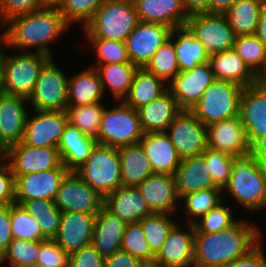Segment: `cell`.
I'll return each mask as SVG.
<instances>
[{"mask_svg": "<svg viewBox=\"0 0 266 267\" xmlns=\"http://www.w3.org/2000/svg\"><path fill=\"white\" fill-rule=\"evenodd\" d=\"M233 49L257 76L266 62V47L255 34L235 37Z\"/></svg>", "mask_w": 266, "mask_h": 267, "instance_id": "cell-42", "label": "cell"}, {"mask_svg": "<svg viewBox=\"0 0 266 267\" xmlns=\"http://www.w3.org/2000/svg\"><path fill=\"white\" fill-rule=\"evenodd\" d=\"M70 171L62 164L56 169L14 176L15 203L45 199L54 201L61 183Z\"/></svg>", "mask_w": 266, "mask_h": 267, "instance_id": "cell-14", "label": "cell"}, {"mask_svg": "<svg viewBox=\"0 0 266 267\" xmlns=\"http://www.w3.org/2000/svg\"><path fill=\"white\" fill-rule=\"evenodd\" d=\"M202 155L209 166L214 184L223 190L231 176L234 156L209 147H206Z\"/></svg>", "mask_w": 266, "mask_h": 267, "instance_id": "cell-49", "label": "cell"}, {"mask_svg": "<svg viewBox=\"0 0 266 267\" xmlns=\"http://www.w3.org/2000/svg\"><path fill=\"white\" fill-rule=\"evenodd\" d=\"M141 267H164V266L156 261H146L141 264Z\"/></svg>", "mask_w": 266, "mask_h": 267, "instance_id": "cell-66", "label": "cell"}, {"mask_svg": "<svg viewBox=\"0 0 266 267\" xmlns=\"http://www.w3.org/2000/svg\"><path fill=\"white\" fill-rule=\"evenodd\" d=\"M0 172L8 165V155H0ZM4 158V159H3Z\"/></svg>", "mask_w": 266, "mask_h": 267, "instance_id": "cell-67", "label": "cell"}, {"mask_svg": "<svg viewBox=\"0 0 266 267\" xmlns=\"http://www.w3.org/2000/svg\"><path fill=\"white\" fill-rule=\"evenodd\" d=\"M215 80V74L208 61L198 64L190 71L179 72L168 83V90L181 110H191L201 100L204 90Z\"/></svg>", "mask_w": 266, "mask_h": 267, "instance_id": "cell-13", "label": "cell"}, {"mask_svg": "<svg viewBox=\"0 0 266 267\" xmlns=\"http://www.w3.org/2000/svg\"><path fill=\"white\" fill-rule=\"evenodd\" d=\"M188 232L174 224L154 261L164 267L193 266L194 259V224L188 223Z\"/></svg>", "mask_w": 266, "mask_h": 267, "instance_id": "cell-21", "label": "cell"}, {"mask_svg": "<svg viewBox=\"0 0 266 267\" xmlns=\"http://www.w3.org/2000/svg\"><path fill=\"white\" fill-rule=\"evenodd\" d=\"M260 237L259 229L244 220L215 233L194 232L193 267H224L249 253Z\"/></svg>", "mask_w": 266, "mask_h": 267, "instance_id": "cell-1", "label": "cell"}, {"mask_svg": "<svg viewBox=\"0 0 266 267\" xmlns=\"http://www.w3.org/2000/svg\"><path fill=\"white\" fill-rule=\"evenodd\" d=\"M25 51L22 54L6 55L3 80L5 94L28 98L41 69L52 58L41 52Z\"/></svg>", "mask_w": 266, "mask_h": 267, "instance_id": "cell-8", "label": "cell"}, {"mask_svg": "<svg viewBox=\"0 0 266 267\" xmlns=\"http://www.w3.org/2000/svg\"><path fill=\"white\" fill-rule=\"evenodd\" d=\"M139 21L158 23L172 29L185 26L186 15L181 0H133Z\"/></svg>", "mask_w": 266, "mask_h": 267, "instance_id": "cell-27", "label": "cell"}, {"mask_svg": "<svg viewBox=\"0 0 266 267\" xmlns=\"http://www.w3.org/2000/svg\"><path fill=\"white\" fill-rule=\"evenodd\" d=\"M223 190L221 188L203 189L184 195L180 200H184L189 218L187 222L194 224L202 216L206 215L211 209L221 203ZM193 218V219H192Z\"/></svg>", "mask_w": 266, "mask_h": 267, "instance_id": "cell-41", "label": "cell"}, {"mask_svg": "<svg viewBox=\"0 0 266 267\" xmlns=\"http://www.w3.org/2000/svg\"><path fill=\"white\" fill-rule=\"evenodd\" d=\"M244 87L237 83L215 80L203 92L201 100L191 109L206 126L239 116Z\"/></svg>", "mask_w": 266, "mask_h": 267, "instance_id": "cell-6", "label": "cell"}, {"mask_svg": "<svg viewBox=\"0 0 266 267\" xmlns=\"http://www.w3.org/2000/svg\"><path fill=\"white\" fill-rule=\"evenodd\" d=\"M8 150L9 146L5 143L0 135V155H8Z\"/></svg>", "mask_w": 266, "mask_h": 267, "instance_id": "cell-65", "label": "cell"}, {"mask_svg": "<svg viewBox=\"0 0 266 267\" xmlns=\"http://www.w3.org/2000/svg\"><path fill=\"white\" fill-rule=\"evenodd\" d=\"M27 101L22 96L0 94V135L8 146L22 141L29 114L25 109Z\"/></svg>", "mask_w": 266, "mask_h": 267, "instance_id": "cell-25", "label": "cell"}, {"mask_svg": "<svg viewBox=\"0 0 266 267\" xmlns=\"http://www.w3.org/2000/svg\"><path fill=\"white\" fill-rule=\"evenodd\" d=\"M233 218L232 211L229 207L223 206L221 202L206 215L196 220L194 223L195 232L215 233L229 229L239 221Z\"/></svg>", "mask_w": 266, "mask_h": 267, "instance_id": "cell-50", "label": "cell"}, {"mask_svg": "<svg viewBox=\"0 0 266 267\" xmlns=\"http://www.w3.org/2000/svg\"><path fill=\"white\" fill-rule=\"evenodd\" d=\"M256 83L266 87V62L264 67L256 76Z\"/></svg>", "mask_w": 266, "mask_h": 267, "instance_id": "cell-64", "label": "cell"}, {"mask_svg": "<svg viewBox=\"0 0 266 267\" xmlns=\"http://www.w3.org/2000/svg\"><path fill=\"white\" fill-rule=\"evenodd\" d=\"M139 223L141 224L151 252L156 256L175 222L169 218V214L167 213L154 212L142 218Z\"/></svg>", "mask_w": 266, "mask_h": 267, "instance_id": "cell-44", "label": "cell"}, {"mask_svg": "<svg viewBox=\"0 0 266 267\" xmlns=\"http://www.w3.org/2000/svg\"><path fill=\"white\" fill-rule=\"evenodd\" d=\"M230 192L247 210L266 207V168L249 152L233 157V167L223 192Z\"/></svg>", "mask_w": 266, "mask_h": 267, "instance_id": "cell-3", "label": "cell"}, {"mask_svg": "<svg viewBox=\"0 0 266 267\" xmlns=\"http://www.w3.org/2000/svg\"><path fill=\"white\" fill-rule=\"evenodd\" d=\"M142 263V260L132 256L129 252L119 250L105 258L104 267H141Z\"/></svg>", "mask_w": 266, "mask_h": 267, "instance_id": "cell-57", "label": "cell"}, {"mask_svg": "<svg viewBox=\"0 0 266 267\" xmlns=\"http://www.w3.org/2000/svg\"><path fill=\"white\" fill-rule=\"evenodd\" d=\"M138 22L133 0H105L83 29L87 38L125 42Z\"/></svg>", "mask_w": 266, "mask_h": 267, "instance_id": "cell-4", "label": "cell"}, {"mask_svg": "<svg viewBox=\"0 0 266 267\" xmlns=\"http://www.w3.org/2000/svg\"><path fill=\"white\" fill-rule=\"evenodd\" d=\"M104 258L89 244L69 254L68 267H104Z\"/></svg>", "mask_w": 266, "mask_h": 267, "instance_id": "cell-53", "label": "cell"}, {"mask_svg": "<svg viewBox=\"0 0 266 267\" xmlns=\"http://www.w3.org/2000/svg\"><path fill=\"white\" fill-rule=\"evenodd\" d=\"M67 99L68 77L51 58L41 69L28 103L37 111H66Z\"/></svg>", "mask_w": 266, "mask_h": 267, "instance_id": "cell-9", "label": "cell"}, {"mask_svg": "<svg viewBox=\"0 0 266 267\" xmlns=\"http://www.w3.org/2000/svg\"><path fill=\"white\" fill-rule=\"evenodd\" d=\"M38 253L39 241L13 238L0 256V264L3 261H8L10 267H35L37 266Z\"/></svg>", "mask_w": 266, "mask_h": 267, "instance_id": "cell-43", "label": "cell"}, {"mask_svg": "<svg viewBox=\"0 0 266 267\" xmlns=\"http://www.w3.org/2000/svg\"><path fill=\"white\" fill-rule=\"evenodd\" d=\"M175 178L179 199L199 190L218 188L214 184L209 166L202 154L182 159L176 170Z\"/></svg>", "mask_w": 266, "mask_h": 267, "instance_id": "cell-28", "label": "cell"}, {"mask_svg": "<svg viewBox=\"0 0 266 267\" xmlns=\"http://www.w3.org/2000/svg\"><path fill=\"white\" fill-rule=\"evenodd\" d=\"M239 117L251 146L266 137V87L257 83L245 87L240 99Z\"/></svg>", "mask_w": 266, "mask_h": 267, "instance_id": "cell-18", "label": "cell"}, {"mask_svg": "<svg viewBox=\"0 0 266 267\" xmlns=\"http://www.w3.org/2000/svg\"><path fill=\"white\" fill-rule=\"evenodd\" d=\"M127 223L108 211L104 206L96 214L92 245L105 259L121 250Z\"/></svg>", "mask_w": 266, "mask_h": 267, "instance_id": "cell-26", "label": "cell"}, {"mask_svg": "<svg viewBox=\"0 0 266 267\" xmlns=\"http://www.w3.org/2000/svg\"><path fill=\"white\" fill-rule=\"evenodd\" d=\"M144 132L140 125L138 111L118 101V105L103 112L97 143L120 148L137 144Z\"/></svg>", "mask_w": 266, "mask_h": 267, "instance_id": "cell-7", "label": "cell"}, {"mask_svg": "<svg viewBox=\"0 0 266 267\" xmlns=\"http://www.w3.org/2000/svg\"><path fill=\"white\" fill-rule=\"evenodd\" d=\"M21 205L38 221L42 234L47 239H54L58 233L62 213L55 202L45 199H31L24 201Z\"/></svg>", "mask_w": 266, "mask_h": 267, "instance_id": "cell-38", "label": "cell"}, {"mask_svg": "<svg viewBox=\"0 0 266 267\" xmlns=\"http://www.w3.org/2000/svg\"><path fill=\"white\" fill-rule=\"evenodd\" d=\"M96 143L95 138L83 134L76 127L68 123L57 147L63 165L69 171H75L87 161L90 150Z\"/></svg>", "mask_w": 266, "mask_h": 267, "instance_id": "cell-31", "label": "cell"}, {"mask_svg": "<svg viewBox=\"0 0 266 267\" xmlns=\"http://www.w3.org/2000/svg\"><path fill=\"white\" fill-rule=\"evenodd\" d=\"M56 147H32L19 142L9 146L8 166L14 176L56 169L62 165Z\"/></svg>", "mask_w": 266, "mask_h": 267, "instance_id": "cell-16", "label": "cell"}, {"mask_svg": "<svg viewBox=\"0 0 266 267\" xmlns=\"http://www.w3.org/2000/svg\"><path fill=\"white\" fill-rule=\"evenodd\" d=\"M265 4L266 0H236L223 14L236 37L255 34Z\"/></svg>", "mask_w": 266, "mask_h": 267, "instance_id": "cell-36", "label": "cell"}, {"mask_svg": "<svg viewBox=\"0 0 266 267\" xmlns=\"http://www.w3.org/2000/svg\"><path fill=\"white\" fill-rule=\"evenodd\" d=\"M177 33V34H174ZM176 36V39L174 38ZM170 37L174 38V48L177 54V63L181 71H190L198 64L209 60V54L204 45L193 35L188 27L173 28Z\"/></svg>", "mask_w": 266, "mask_h": 267, "instance_id": "cell-34", "label": "cell"}, {"mask_svg": "<svg viewBox=\"0 0 266 267\" xmlns=\"http://www.w3.org/2000/svg\"><path fill=\"white\" fill-rule=\"evenodd\" d=\"M3 44L7 45L6 40L0 36V94L3 93V80H4V65L6 60V54L3 50Z\"/></svg>", "mask_w": 266, "mask_h": 267, "instance_id": "cell-62", "label": "cell"}, {"mask_svg": "<svg viewBox=\"0 0 266 267\" xmlns=\"http://www.w3.org/2000/svg\"><path fill=\"white\" fill-rule=\"evenodd\" d=\"M43 9L41 0H0V22L5 25L12 18Z\"/></svg>", "mask_w": 266, "mask_h": 267, "instance_id": "cell-52", "label": "cell"}, {"mask_svg": "<svg viewBox=\"0 0 266 267\" xmlns=\"http://www.w3.org/2000/svg\"><path fill=\"white\" fill-rule=\"evenodd\" d=\"M95 69L99 74L104 93L109 87L113 97L118 101H123L129 92L138 67L132 63H110L98 65Z\"/></svg>", "mask_w": 266, "mask_h": 267, "instance_id": "cell-37", "label": "cell"}, {"mask_svg": "<svg viewBox=\"0 0 266 267\" xmlns=\"http://www.w3.org/2000/svg\"><path fill=\"white\" fill-rule=\"evenodd\" d=\"M171 31L169 26L139 21L125 40L131 63L144 68L155 51L170 38Z\"/></svg>", "mask_w": 266, "mask_h": 267, "instance_id": "cell-17", "label": "cell"}, {"mask_svg": "<svg viewBox=\"0 0 266 267\" xmlns=\"http://www.w3.org/2000/svg\"><path fill=\"white\" fill-rule=\"evenodd\" d=\"M65 0H41L43 9H60Z\"/></svg>", "mask_w": 266, "mask_h": 267, "instance_id": "cell-63", "label": "cell"}, {"mask_svg": "<svg viewBox=\"0 0 266 267\" xmlns=\"http://www.w3.org/2000/svg\"><path fill=\"white\" fill-rule=\"evenodd\" d=\"M96 51L97 64L105 65L110 63H131L125 42L107 40L103 38H87Z\"/></svg>", "mask_w": 266, "mask_h": 267, "instance_id": "cell-46", "label": "cell"}, {"mask_svg": "<svg viewBox=\"0 0 266 267\" xmlns=\"http://www.w3.org/2000/svg\"><path fill=\"white\" fill-rule=\"evenodd\" d=\"M168 90V84L145 68H138L123 102L135 110L149 104Z\"/></svg>", "mask_w": 266, "mask_h": 267, "instance_id": "cell-33", "label": "cell"}, {"mask_svg": "<svg viewBox=\"0 0 266 267\" xmlns=\"http://www.w3.org/2000/svg\"><path fill=\"white\" fill-rule=\"evenodd\" d=\"M10 219L13 238L31 241H44L38 221L25 208L17 203L10 205Z\"/></svg>", "mask_w": 266, "mask_h": 267, "instance_id": "cell-45", "label": "cell"}, {"mask_svg": "<svg viewBox=\"0 0 266 267\" xmlns=\"http://www.w3.org/2000/svg\"><path fill=\"white\" fill-rule=\"evenodd\" d=\"M264 253L262 245L259 243L249 253L239 257L224 267H266V256Z\"/></svg>", "mask_w": 266, "mask_h": 267, "instance_id": "cell-55", "label": "cell"}, {"mask_svg": "<svg viewBox=\"0 0 266 267\" xmlns=\"http://www.w3.org/2000/svg\"><path fill=\"white\" fill-rule=\"evenodd\" d=\"M255 35L266 47V4L261 10Z\"/></svg>", "mask_w": 266, "mask_h": 267, "instance_id": "cell-61", "label": "cell"}, {"mask_svg": "<svg viewBox=\"0 0 266 267\" xmlns=\"http://www.w3.org/2000/svg\"><path fill=\"white\" fill-rule=\"evenodd\" d=\"M96 215L81 212H62L54 241L69 255L92 244Z\"/></svg>", "mask_w": 266, "mask_h": 267, "instance_id": "cell-20", "label": "cell"}, {"mask_svg": "<svg viewBox=\"0 0 266 267\" xmlns=\"http://www.w3.org/2000/svg\"><path fill=\"white\" fill-rule=\"evenodd\" d=\"M250 153L258 163L266 168V137L257 139L250 146Z\"/></svg>", "mask_w": 266, "mask_h": 267, "instance_id": "cell-59", "label": "cell"}, {"mask_svg": "<svg viewBox=\"0 0 266 267\" xmlns=\"http://www.w3.org/2000/svg\"><path fill=\"white\" fill-rule=\"evenodd\" d=\"M207 147L241 156L250 152V145L239 116L211 123L206 126Z\"/></svg>", "mask_w": 266, "mask_h": 267, "instance_id": "cell-19", "label": "cell"}, {"mask_svg": "<svg viewBox=\"0 0 266 267\" xmlns=\"http://www.w3.org/2000/svg\"><path fill=\"white\" fill-rule=\"evenodd\" d=\"M12 240L10 205H0V256Z\"/></svg>", "mask_w": 266, "mask_h": 267, "instance_id": "cell-56", "label": "cell"}, {"mask_svg": "<svg viewBox=\"0 0 266 267\" xmlns=\"http://www.w3.org/2000/svg\"><path fill=\"white\" fill-rule=\"evenodd\" d=\"M140 193L155 213L170 214L178 202L176 178L173 174L153 173L137 185Z\"/></svg>", "mask_w": 266, "mask_h": 267, "instance_id": "cell-23", "label": "cell"}, {"mask_svg": "<svg viewBox=\"0 0 266 267\" xmlns=\"http://www.w3.org/2000/svg\"><path fill=\"white\" fill-rule=\"evenodd\" d=\"M15 203L14 175L7 165L0 172V205H11Z\"/></svg>", "mask_w": 266, "mask_h": 267, "instance_id": "cell-54", "label": "cell"}, {"mask_svg": "<svg viewBox=\"0 0 266 267\" xmlns=\"http://www.w3.org/2000/svg\"><path fill=\"white\" fill-rule=\"evenodd\" d=\"M118 152L122 186H137L154 173L140 143L120 147Z\"/></svg>", "mask_w": 266, "mask_h": 267, "instance_id": "cell-35", "label": "cell"}, {"mask_svg": "<svg viewBox=\"0 0 266 267\" xmlns=\"http://www.w3.org/2000/svg\"><path fill=\"white\" fill-rule=\"evenodd\" d=\"M141 128L145 133L165 132L181 111L172 93L167 90L149 104L137 109Z\"/></svg>", "mask_w": 266, "mask_h": 267, "instance_id": "cell-29", "label": "cell"}, {"mask_svg": "<svg viewBox=\"0 0 266 267\" xmlns=\"http://www.w3.org/2000/svg\"><path fill=\"white\" fill-rule=\"evenodd\" d=\"M103 206L126 223L139 222L154 213L137 186H120L104 197Z\"/></svg>", "mask_w": 266, "mask_h": 267, "instance_id": "cell-22", "label": "cell"}, {"mask_svg": "<svg viewBox=\"0 0 266 267\" xmlns=\"http://www.w3.org/2000/svg\"><path fill=\"white\" fill-rule=\"evenodd\" d=\"M176 57L174 42L170 37L155 51L144 68L169 83L180 72Z\"/></svg>", "mask_w": 266, "mask_h": 267, "instance_id": "cell-40", "label": "cell"}, {"mask_svg": "<svg viewBox=\"0 0 266 267\" xmlns=\"http://www.w3.org/2000/svg\"><path fill=\"white\" fill-rule=\"evenodd\" d=\"M181 3L188 17L208 13L209 0H181Z\"/></svg>", "mask_w": 266, "mask_h": 267, "instance_id": "cell-58", "label": "cell"}, {"mask_svg": "<svg viewBox=\"0 0 266 267\" xmlns=\"http://www.w3.org/2000/svg\"><path fill=\"white\" fill-rule=\"evenodd\" d=\"M165 132L181 159L201 155L207 147L206 125L191 110H181Z\"/></svg>", "mask_w": 266, "mask_h": 267, "instance_id": "cell-10", "label": "cell"}, {"mask_svg": "<svg viewBox=\"0 0 266 267\" xmlns=\"http://www.w3.org/2000/svg\"><path fill=\"white\" fill-rule=\"evenodd\" d=\"M118 148L96 143L76 172L89 186L105 197L122 186Z\"/></svg>", "mask_w": 266, "mask_h": 267, "instance_id": "cell-5", "label": "cell"}, {"mask_svg": "<svg viewBox=\"0 0 266 267\" xmlns=\"http://www.w3.org/2000/svg\"><path fill=\"white\" fill-rule=\"evenodd\" d=\"M54 202L61 212L96 215L103 207L104 197L76 172L70 171L63 179Z\"/></svg>", "mask_w": 266, "mask_h": 267, "instance_id": "cell-12", "label": "cell"}, {"mask_svg": "<svg viewBox=\"0 0 266 267\" xmlns=\"http://www.w3.org/2000/svg\"><path fill=\"white\" fill-rule=\"evenodd\" d=\"M208 61L216 80L230 81L244 88L256 83V75L233 48L211 54Z\"/></svg>", "mask_w": 266, "mask_h": 267, "instance_id": "cell-30", "label": "cell"}, {"mask_svg": "<svg viewBox=\"0 0 266 267\" xmlns=\"http://www.w3.org/2000/svg\"><path fill=\"white\" fill-rule=\"evenodd\" d=\"M26 118L22 143L27 146L58 147L63 131L68 124L66 111H37Z\"/></svg>", "mask_w": 266, "mask_h": 267, "instance_id": "cell-15", "label": "cell"}, {"mask_svg": "<svg viewBox=\"0 0 266 267\" xmlns=\"http://www.w3.org/2000/svg\"><path fill=\"white\" fill-rule=\"evenodd\" d=\"M100 102L95 104L67 107L68 123L83 134L97 139L100 132L101 120L105 110Z\"/></svg>", "mask_w": 266, "mask_h": 267, "instance_id": "cell-39", "label": "cell"}, {"mask_svg": "<svg viewBox=\"0 0 266 267\" xmlns=\"http://www.w3.org/2000/svg\"><path fill=\"white\" fill-rule=\"evenodd\" d=\"M37 265L45 267H68L69 255L53 240L39 241Z\"/></svg>", "mask_w": 266, "mask_h": 267, "instance_id": "cell-51", "label": "cell"}, {"mask_svg": "<svg viewBox=\"0 0 266 267\" xmlns=\"http://www.w3.org/2000/svg\"><path fill=\"white\" fill-rule=\"evenodd\" d=\"M139 143L154 173L175 175L182 159L166 132L145 133Z\"/></svg>", "mask_w": 266, "mask_h": 267, "instance_id": "cell-24", "label": "cell"}, {"mask_svg": "<svg viewBox=\"0 0 266 267\" xmlns=\"http://www.w3.org/2000/svg\"><path fill=\"white\" fill-rule=\"evenodd\" d=\"M121 250L129 252L143 262L154 261L155 259L139 222L127 223Z\"/></svg>", "mask_w": 266, "mask_h": 267, "instance_id": "cell-47", "label": "cell"}, {"mask_svg": "<svg viewBox=\"0 0 266 267\" xmlns=\"http://www.w3.org/2000/svg\"><path fill=\"white\" fill-rule=\"evenodd\" d=\"M104 1L105 0H65L59 12L69 26L75 22H80L84 28Z\"/></svg>", "mask_w": 266, "mask_h": 267, "instance_id": "cell-48", "label": "cell"}, {"mask_svg": "<svg viewBox=\"0 0 266 267\" xmlns=\"http://www.w3.org/2000/svg\"><path fill=\"white\" fill-rule=\"evenodd\" d=\"M4 26L7 28L1 36L6 40V46L21 50L35 46L36 52L47 54L50 57L53 55L48 45L69 29V25L58 9H41L17 16Z\"/></svg>", "mask_w": 266, "mask_h": 267, "instance_id": "cell-2", "label": "cell"}, {"mask_svg": "<svg viewBox=\"0 0 266 267\" xmlns=\"http://www.w3.org/2000/svg\"><path fill=\"white\" fill-rule=\"evenodd\" d=\"M104 91L97 70L84 69L68 79L67 107H76L100 102Z\"/></svg>", "mask_w": 266, "mask_h": 267, "instance_id": "cell-32", "label": "cell"}, {"mask_svg": "<svg viewBox=\"0 0 266 267\" xmlns=\"http://www.w3.org/2000/svg\"><path fill=\"white\" fill-rule=\"evenodd\" d=\"M236 0H209L208 13L224 14Z\"/></svg>", "mask_w": 266, "mask_h": 267, "instance_id": "cell-60", "label": "cell"}, {"mask_svg": "<svg viewBox=\"0 0 266 267\" xmlns=\"http://www.w3.org/2000/svg\"><path fill=\"white\" fill-rule=\"evenodd\" d=\"M186 26L209 54L232 49L235 35L223 14L203 13L189 16Z\"/></svg>", "mask_w": 266, "mask_h": 267, "instance_id": "cell-11", "label": "cell"}]
</instances>
